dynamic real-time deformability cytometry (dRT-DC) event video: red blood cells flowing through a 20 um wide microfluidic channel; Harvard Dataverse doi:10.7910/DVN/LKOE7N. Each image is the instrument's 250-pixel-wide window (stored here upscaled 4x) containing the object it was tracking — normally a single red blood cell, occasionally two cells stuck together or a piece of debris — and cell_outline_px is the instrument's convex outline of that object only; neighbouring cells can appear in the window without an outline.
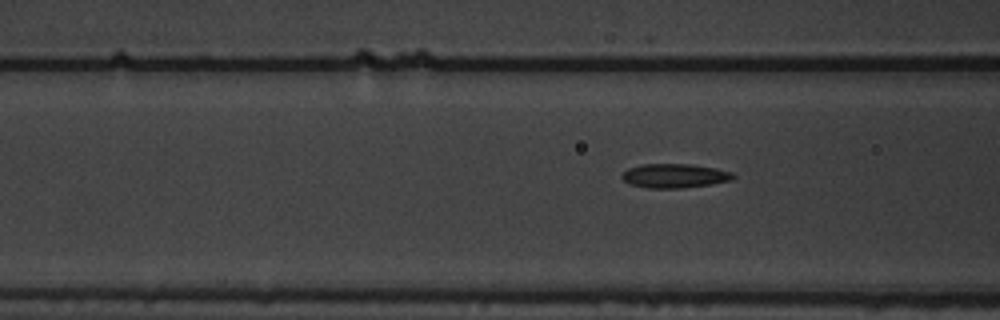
{"species": "common noctule bat (a hibernating species)", "species_latin": "Nyctalus noctula", "temperature_condition": "warm", "stored_images_in_passage": 17, "camera_frame_rate_fps": 3000, "um_per_image_px": 0.085, "animal": {"sex": "male", "body_mass_g": 19.5, "forearm_length_mm": 54.6}, "frame": {"image": 1, "passage_image": 8, "time_ms": 2.333, "image_size_px": [1000, 320], "cell_outline_px": [[736, 176], [732, 180], [712, 184], [680, 188], [648, 188], [628, 184], [620, 176], [628, 168], [640, 164], [692, 164], [716, 168], [732, 172]], "centroid_in_image_um": [57.34, 14.94], "position_along_channel_um": 109.3, "area_um2": 15.78}}
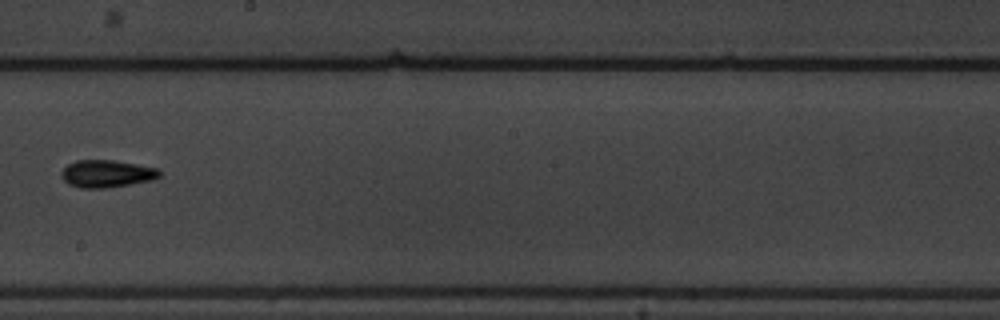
{"frame": {"image": 2, "passage_image": 11, "time_ms": 3.333, "image_size_px": [1000, 320], "cell_outline_px": [[160, 176], [152, 180], [132, 184], [104, 188], [80, 188], [68, 184], [60, 176], [60, 172], [68, 164], [76, 160], [112, 160], [136, 164], [156, 168], [160, 172]], "centroid_in_image_um": [9.03, 14.77], "position_along_channel_um": 239.2, "area_um2": 15.66}}
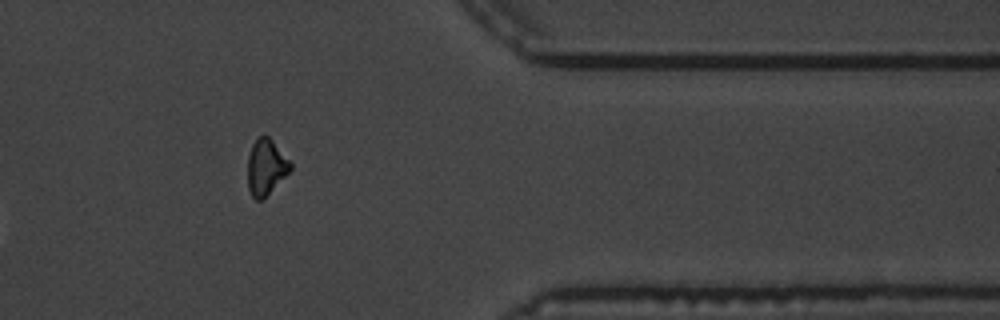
{"frame": {"image": 3, "passage_image": 15, "time_ms": 4.667, "image_size_px": [1000, 320], "cell_outline_px": [[292, 168], [260, 200], [256, 200], [252, 196], [248, 188], [248, 156], [252, 144], [260, 136], [268, 136], [272, 140], [292, 164]], "centroid_in_image_um": [22.58, 14.17], "position_along_channel_um": 388.8, "area_um2": 13.35}}